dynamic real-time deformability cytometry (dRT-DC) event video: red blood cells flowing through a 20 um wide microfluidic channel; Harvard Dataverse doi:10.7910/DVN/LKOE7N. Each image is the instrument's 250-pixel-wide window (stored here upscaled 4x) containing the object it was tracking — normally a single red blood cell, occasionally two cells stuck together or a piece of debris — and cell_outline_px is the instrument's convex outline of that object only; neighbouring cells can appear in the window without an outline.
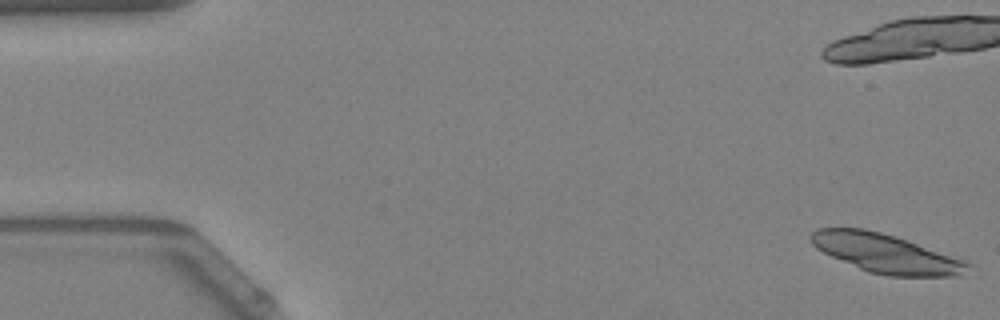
{"species": "Egyptian fruit bat (a non-hibernating species)", "species_latin": "Rousettus aegyptiacus", "temperature_condition": "warm", "stored_images_in_passage": 20, "camera_frame_rate_fps": 3000, "um_per_image_px": 0.085, "animal": {"sex": "female"}, "frame": {"image": 1, "passage_image": 1, "time_ms": 0.0, "image_size_px": [1000, 320], "cell_outline_px": [[972, 264], [968, 276], [888, 276], [868, 272], [832, 256], [816, 248], [812, 244], [808, 236], [816, 228], [864, 228], [880, 232], [908, 240], [968, 260]], "centroid_in_image_um": [75.4, 21.55], "position_along_channel_um": 9.6, "area_um2": 36.01}}